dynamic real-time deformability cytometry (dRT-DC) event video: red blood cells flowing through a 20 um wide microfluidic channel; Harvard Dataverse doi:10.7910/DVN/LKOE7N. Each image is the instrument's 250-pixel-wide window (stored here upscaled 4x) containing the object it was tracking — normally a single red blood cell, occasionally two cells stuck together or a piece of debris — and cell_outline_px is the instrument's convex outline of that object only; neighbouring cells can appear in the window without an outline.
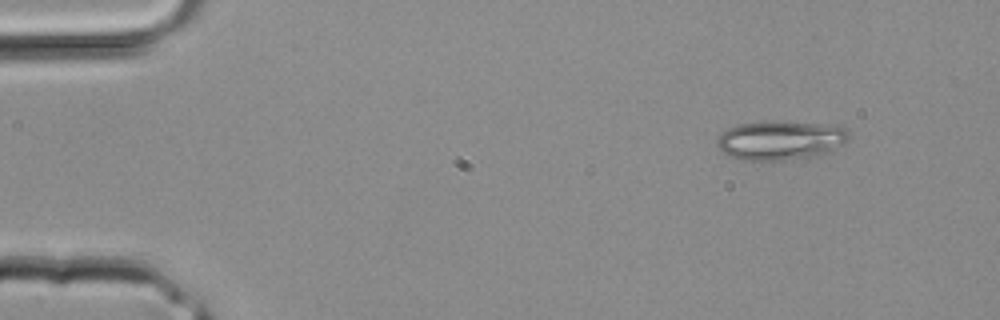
{"species": "common noctule bat (a hibernating species)", "species_latin": "Nyctalus noctula", "temperature_condition": "room temperature", "stored_images_in_passage": 3, "camera_frame_rate_fps": 3000, "um_per_image_px": 0.085, "animal": {"sex": "male", "body_mass_g": 20.4}, "frame": {"image": 1, "passage_image": 1, "time_ms": 0.0, "image_size_px": [1000, 320], "cell_outline_px": [[848, 140], [844, 144], [832, 152], [824, 156], [784, 160], [740, 160], [728, 156], [716, 144], [716, 140], [728, 128], [736, 124], [768, 120], [836, 124], [848, 128]], "centroid_in_image_um": [66.42, 11.91], "position_along_channel_um": 18.6, "area_um2": 31.1}}